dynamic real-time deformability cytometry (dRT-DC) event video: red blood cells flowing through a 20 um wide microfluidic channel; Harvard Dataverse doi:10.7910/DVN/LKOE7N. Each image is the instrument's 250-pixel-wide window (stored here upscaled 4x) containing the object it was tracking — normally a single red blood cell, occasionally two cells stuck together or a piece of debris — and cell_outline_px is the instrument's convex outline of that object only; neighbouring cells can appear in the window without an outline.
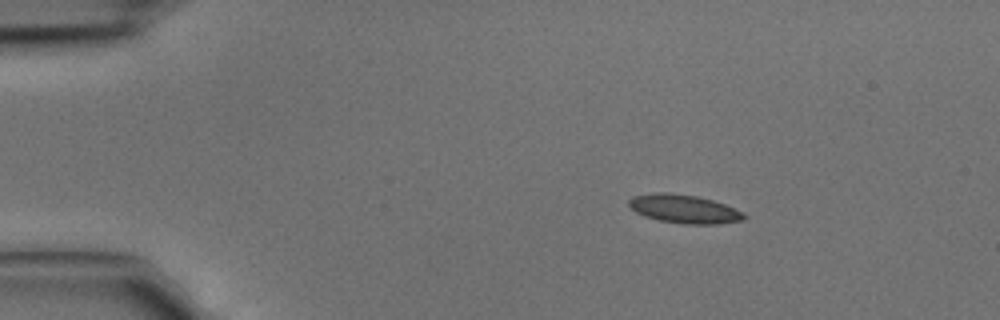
{"species": "common noctule bat (a hibernating species)", "species_latin": "Nyctalus noctula", "temperature_condition": "cold", "stored_images_in_passage": 3, "camera_frame_rate_fps": 3000, "um_per_image_px": 0.085, "animal": {"sex": "male", "body_mass_g": 15.6}, "frame": {"image": 1, "passage_image": 2, "time_ms": 0.333, "image_size_px": [1000, 320], "cell_outline_px": [[748, 216], [744, 220], [716, 224], [684, 224], [660, 220], [644, 216], [636, 212], [628, 204], [628, 200], [632, 196], [656, 192], [668, 192], [696, 196], [712, 200], [724, 204], [744, 212]], "centroid_in_image_um": [58.16, 17.76], "position_along_channel_um": 26.8, "area_um2": 19.19}}